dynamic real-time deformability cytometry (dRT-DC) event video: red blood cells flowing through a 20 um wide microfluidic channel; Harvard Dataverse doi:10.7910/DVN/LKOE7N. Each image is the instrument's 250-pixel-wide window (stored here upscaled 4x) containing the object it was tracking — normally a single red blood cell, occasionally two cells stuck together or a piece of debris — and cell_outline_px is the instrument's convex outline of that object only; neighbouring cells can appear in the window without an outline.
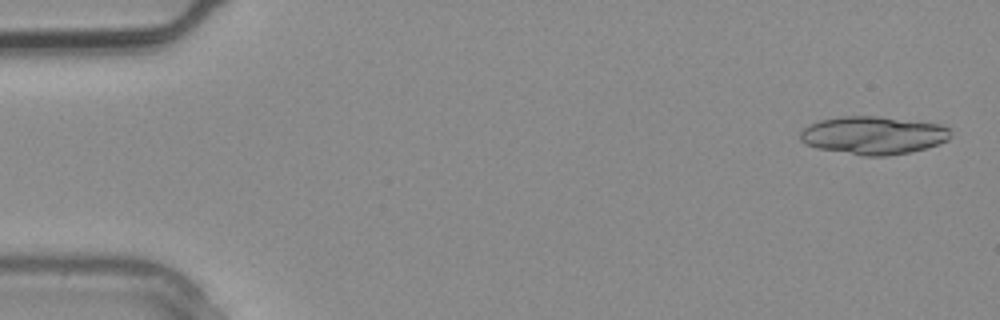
{"species": "common noctule bat (a hibernating species)", "species_latin": "Nyctalus noctula", "temperature_condition": "warm", "stored_images_in_passage": 4, "camera_frame_rate_fps": 3000, "um_per_image_px": 0.085, "animal": {"sex": "male", "body_mass_g": 20.4}, "frame": {"image": 1, "passage_image": 1, "time_ms": 0.0, "image_size_px": [1000, 320], "cell_outline_px": [[952, 136], [948, 140], [924, 148], [908, 152], [888, 156], [864, 156], [816, 148], [804, 144], [800, 140], [800, 132], [804, 128], [820, 120], [840, 116], [876, 116], [940, 124], [948, 128]], "centroid_in_image_um": [74.2, 11.5], "position_along_channel_um": 10.8, "area_um2": 33.18}}